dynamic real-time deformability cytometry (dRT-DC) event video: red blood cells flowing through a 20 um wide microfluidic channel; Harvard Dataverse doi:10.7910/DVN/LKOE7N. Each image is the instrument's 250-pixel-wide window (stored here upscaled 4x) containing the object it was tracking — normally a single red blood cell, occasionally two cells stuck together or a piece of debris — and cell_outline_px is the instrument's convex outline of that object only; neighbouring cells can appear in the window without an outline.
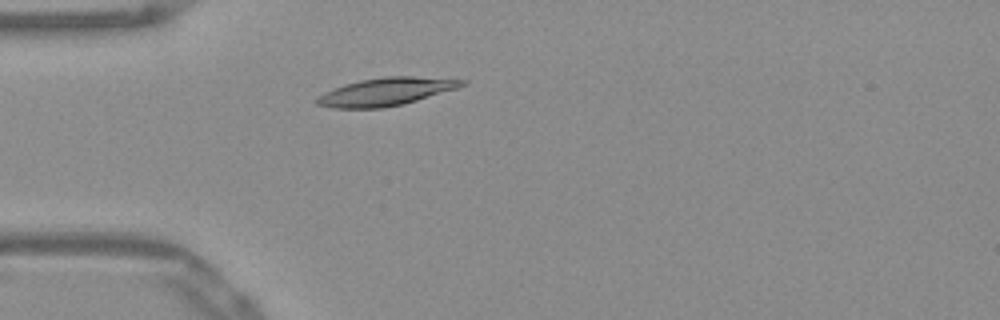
{"species": "Egyptian fruit bat (a non-hibernating species)", "species_latin": "Rousettus aegyptiacus", "temperature_condition": "warm", "stored_images_in_passage": 48, "camera_frame_rate_fps": 3000, "um_per_image_px": 0.085, "frame": {"image": 1, "passage_image": 11, "time_ms": 3.333, "image_size_px": [1000, 320], "cell_outline_px": [[468, 80], [460, 88], [404, 104], [384, 108], [332, 108], [316, 104], [316, 96], [324, 92], [344, 84], [360, 80], [384, 76], [412, 76]], "centroid_in_image_um": [32.81, 7.79], "position_along_channel_um": 52.2, "area_um2": 23.76}}
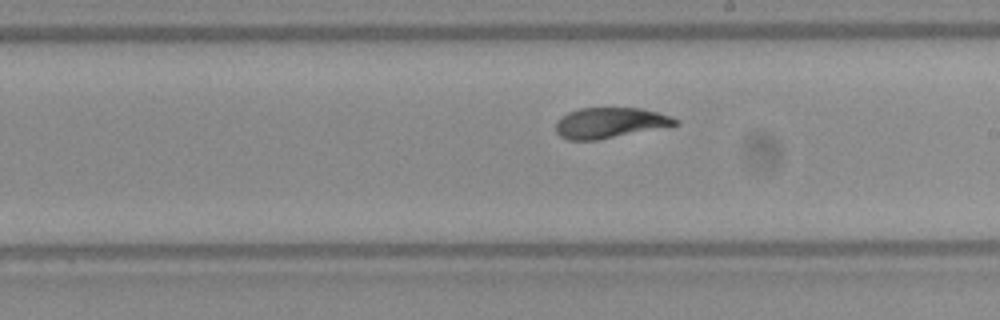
{"frame": {"image": 2, "passage_image": 26, "time_ms": 8.333, "image_size_px": [1000, 320], "cell_outline_px": [[680, 124], [672, 128], [596, 140], [568, 140], [560, 136], [556, 132], [556, 120], [560, 116], [568, 112], [580, 108], [640, 108], [672, 116], [680, 120]], "centroid_in_image_um": [51.93, 10.46], "position_along_channel_um": 237.1, "area_um2": 21.96}}
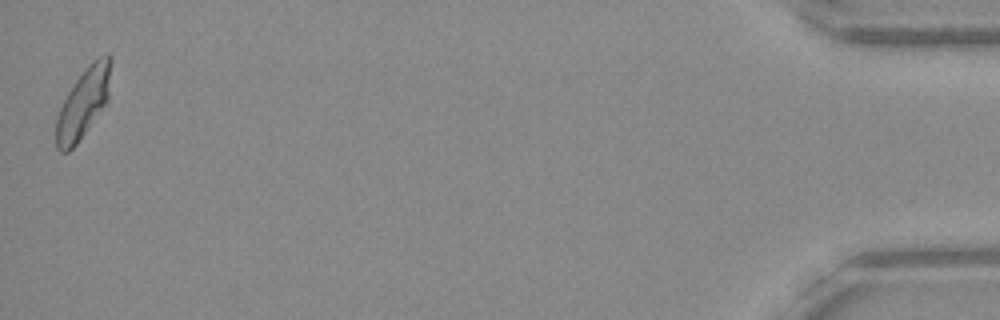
{"frame": {"image": 3, "passage_image": 48, "time_ms": 15.667, "image_size_px": [1000, 320], "cell_outline_px": [[112, 60], [108, 100], [76, 144], [68, 152], [60, 152], [56, 148], [56, 116], [68, 92], [76, 80], [88, 64], [92, 60], [108, 52], [112, 56]], "centroid_in_image_um": [7.09, 8.71], "position_along_channel_um": 428.1, "area_um2": 22.14}, "authors_computed_cell_mechanics": {"area_um2": 22.1374, "velocity_mm_per_s": 3.8703, "shape_relaxation_time_tau1_ms": 3.9151, "shape_relaxation_time_tau2_ms": 1.1259, "deformation_change_tau1": 0.1842, "deformation_change_tau2": 0.0778}}